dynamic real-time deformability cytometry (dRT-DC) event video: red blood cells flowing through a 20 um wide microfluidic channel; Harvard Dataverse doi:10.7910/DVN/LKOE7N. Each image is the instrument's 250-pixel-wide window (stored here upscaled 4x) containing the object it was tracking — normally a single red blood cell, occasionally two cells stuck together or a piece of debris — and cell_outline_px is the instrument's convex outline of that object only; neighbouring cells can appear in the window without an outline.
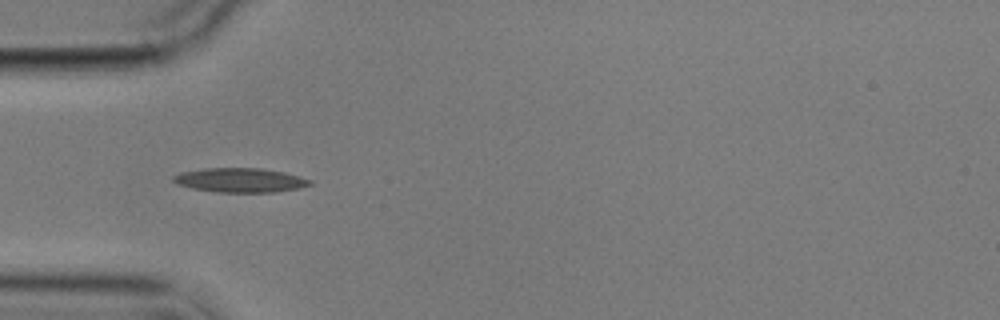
{"species": "common noctule bat (a hibernating species)", "species_latin": "Nyctalus noctula", "temperature_condition": "cold", "stored_images_in_passage": 11, "camera_frame_rate_fps": 3000, "um_per_image_px": 0.085, "animal": {"sex": "male", "body_mass_g": 17.9}, "frame": {"image": 1, "passage_image": 1, "time_ms": 0.0, "image_size_px": [1000, 320], "cell_outline_px": [[312, 184], [296, 188], [276, 192], [220, 192], [192, 188], [176, 184], [172, 180], [172, 176], [180, 172], [204, 168], [260, 168], [284, 172], [312, 180]], "centroid_in_image_um": [20.37, 15.31], "position_along_channel_um": 64.6, "area_um2": 19.25}}
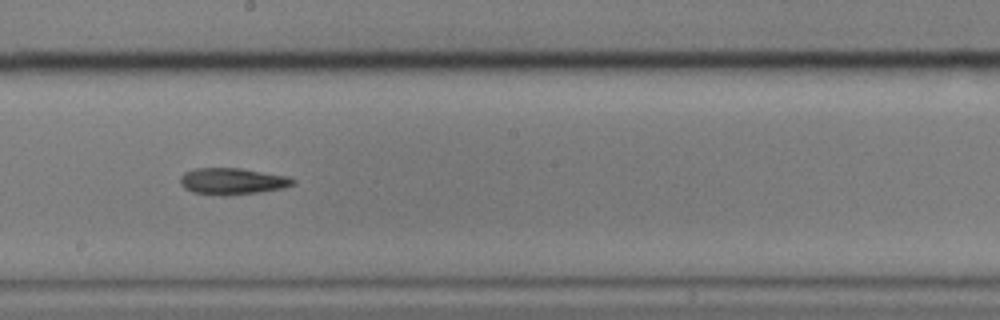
{"frame": {"image": 2, "passage_image": 5, "time_ms": 4.667, "image_size_px": [1000, 320], "cell_outline_px": [[296, 184], [284, 188], [256, 192], [224, 196], [220, 196], [192, 192], [184, 188], [180, 184], [180, 176], [184, 172], [196, 168], [240, 168], [288, 176], [296, 180]], "centroid_in_image_um": [19.74, 15.41], "position_along_channel_um": 228.5, "area_um2": 17.57}}
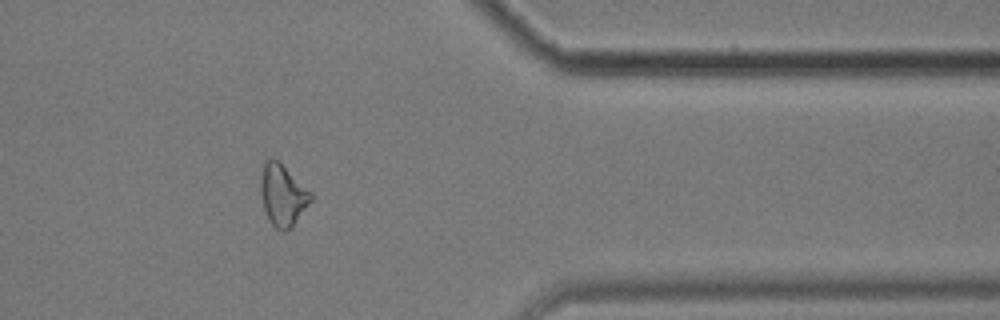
{"frame": {"image": 3, "passage_image": 9, "time_ms": 9.667, "image_size_px": [1000, 320], "cell_outline_px": [[312, 200], [292, 228], [284, 232], [280, 232], [268, 220], [264, 212], [260, 192], [260, 176], [264, 160], [272, 156], [280, 160], [312, 192]], "centroid_in_image_um": [24.01, 16.55], "position_along_channel_um": 387.4, "area_um2": 18.79}}